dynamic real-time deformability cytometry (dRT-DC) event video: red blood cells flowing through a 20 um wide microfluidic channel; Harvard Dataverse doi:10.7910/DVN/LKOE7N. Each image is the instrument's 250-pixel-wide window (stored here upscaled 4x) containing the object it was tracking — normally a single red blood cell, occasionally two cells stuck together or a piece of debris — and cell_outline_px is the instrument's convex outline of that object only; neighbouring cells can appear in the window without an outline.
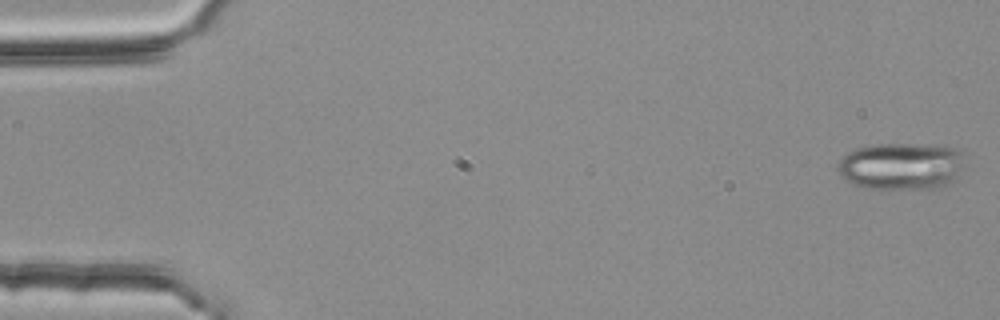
{"species": "common noctule bat (a hibernating species)", "species_latin": "Nyctalus noctula", "temperature_condition": "room temperature", "stored_images_in_passage": 54, "segment_of_instrument_passage": [1, 2], "camera_frame_rate_fps": 3000, "um_per_image_px": 0.085, "animal": {"sex": "female", "body_mass_g": 25.1}, "frame": {"image": 1, "passage_image": 1, "time_ms": 0.0, "image_size_px": [1000, 320], "cell_outline_px": [[960, 168], [952, 180], [940, 188], [864, 188], [840, 176], [836, 168], [836, 164], [848, 152], [856, 148], [876, 144], [948, 144], [956, 148], [960, 152]], "centroid_in_image_um": [76.56, 14.09], "position_along_channel_um": 8.4, "area_um2": 34.62}}